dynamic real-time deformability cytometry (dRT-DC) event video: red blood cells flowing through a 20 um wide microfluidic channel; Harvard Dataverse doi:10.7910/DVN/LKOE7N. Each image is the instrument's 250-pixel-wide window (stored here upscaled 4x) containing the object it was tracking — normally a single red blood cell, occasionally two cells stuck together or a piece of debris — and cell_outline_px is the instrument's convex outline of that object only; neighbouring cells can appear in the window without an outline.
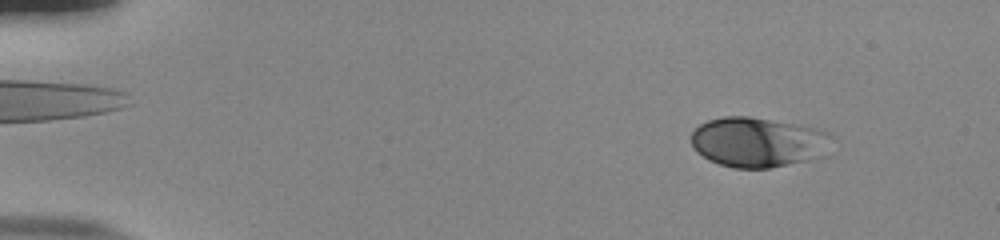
{"species": "human", "species_latin": "Homo sapiens", "temperature_condition": "room temperature", "stored_images_in_passage": 53, "camera_frame_rate_fps": 3000, "um_per_image_px": 0.085, "donor": {"sex": "male"}, "frame": {"image": 1, "passage_image": 6, "time_ms": 1.667, "image_size_px": [1000, 240], "cell_outline_px": [[832, 136], [808, 160], [768, 168], [732, 168], [708, 160], [696, 152], [692, 144], [692, 132], [700, 124], [708, 120], [724, 116], [748, 116], [816, 128], [828, 132]], "centroid_in_image_um": [64.26, 12.07], "position_along_channel_um": 20.7, "area_um2": 39.71}}
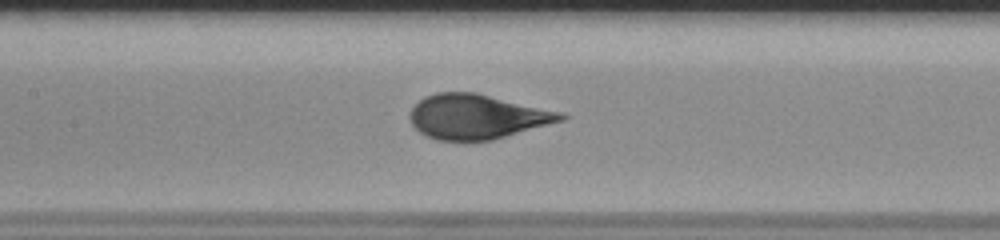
{"frame": {"image": 2, "passage_image": 26, "time_ms": 8.333, "image_size_px": [1000, 240], "cell_outline_px": [[568, 116], [564, 120], [492, 140], [436, 140], [424, 136], [412, 124], [408, 116], [408, 112], [424, 96], [436, 92], [476, 92], [564, 112]], "centroid_in_image_um": [40.54, 9.9], "position_along_channel_um": 166.9, "area_um2": 39.48}}
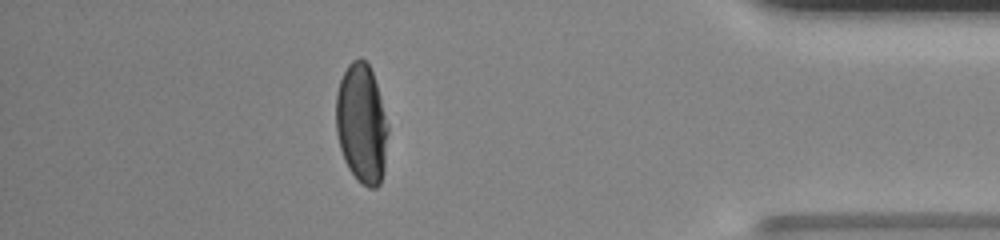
{"frame": {"image": 3, "passage_image": 47, "time_ms": 15.333, "image_size_px": [1000, 240], "cell_outline_px": [[388, 132], [384, 172], [380, 184], [376, 188], [368, 188], [348, 168], [344, 160], [340, 148], [336, 132], [336, 92], [340, 80], [348, 64], [352, 60], [360, 56], [368, 64], [372, 72], [376, 84], [388, 124]], "centroid_in_image_um": [30.74, 10.5], "position_along_channel_um": 404.5, "area_um2": 36.24}, "authors_computed_cell_mechanics": {"area_um2": 39.8242, "velocity_mm_per_s": 3.8785, "shape_relaxation_time_tau1_ms": 3.7429, "shape_relaxation_time_tau2_ms": null, "deformation_change_tau1": 0.1819, "deformation_change_tau2": null}}